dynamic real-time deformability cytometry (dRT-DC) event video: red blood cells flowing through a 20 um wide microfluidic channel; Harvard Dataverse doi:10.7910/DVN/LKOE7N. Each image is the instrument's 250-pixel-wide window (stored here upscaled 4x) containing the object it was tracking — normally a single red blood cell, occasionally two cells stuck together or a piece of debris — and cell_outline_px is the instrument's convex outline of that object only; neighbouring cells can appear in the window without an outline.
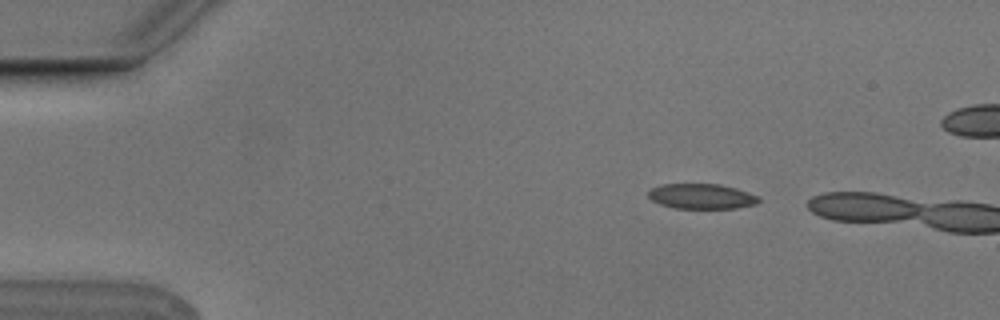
{"species": "Egyptian fruit bat (a non-hibernating species)", "species_latin": "Rousettus aegyptiacus", "temperature_condition": "cold", "stored_images_in_passage": 2, "camera_frame_rate_fps": 3000, "um_per_image_px": 0.085, "animal": {"sex": "male"}, "frame": {"image": 1, "passage_image": 1, "time_ms": 0.0, "image_size_px": [1000, 320], "cell_outline_px": [[760, 200], [756, 204], [736, 208], [676, 208], [660, 204], [652, 200], [648, 196], [648, 192], [652, 188], [660, 184], [720, 184], [736, 188], [760, 196]], "centroid_in_image_um": [59.65, 16.68], "position_along_channel_um": 25.3, "area_um2": 16.18}}